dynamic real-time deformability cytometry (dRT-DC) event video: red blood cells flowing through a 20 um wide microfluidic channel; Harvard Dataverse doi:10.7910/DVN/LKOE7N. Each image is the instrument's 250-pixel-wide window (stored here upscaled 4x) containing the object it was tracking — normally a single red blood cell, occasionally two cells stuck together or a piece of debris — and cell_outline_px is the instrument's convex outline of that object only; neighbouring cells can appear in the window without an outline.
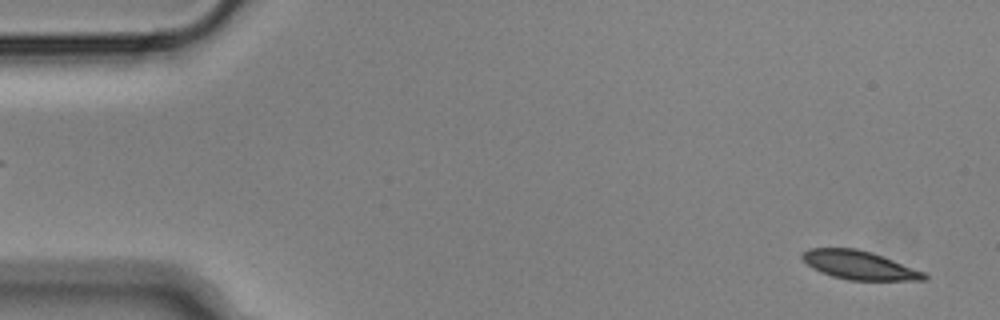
{"species": "Egyptian fruit bat (a non-hibernating species)", "species_latin": "Rousettus aegyptiacus", "temperature_condition": "cold", "stored_images_in_passage": 55, "camera_frame_rate_fps": 3000, "um_per_image_px": 0.085, "animal": {"sex": "male"}, "frame": {"image": 1, "passage_image": 2, "time_ms": 0.333, "image_size_px": [1000, 320], "cell_outline_px": [[928, 276], [924, 280], [848, 280], [832, 276], [820, 272], [812, 268], [800, 256], [808, 248], [856, 248], [872, 252], [924, 272]], "centroid_in_image_um": [73.01, 22.53], "position_along_channel_um": 12.0, "area_um2": 20.17}}
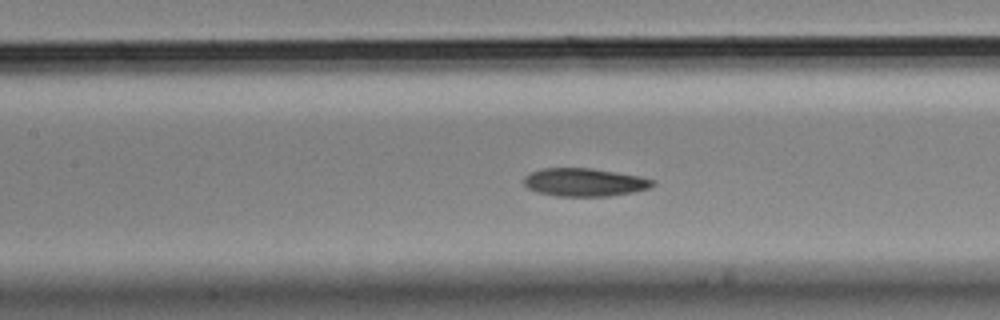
{"frame": {"image": 2, "passage_image": 24, "time_ms": 7.667, "image_size_px": [1000, 320], "cell_outline_px": [[656, 184], [648, 188], [632, 192], [608, 196], [556, 196], [536, 192], [528, 188], [524, 184], [524, 176], [532, 172], [544, 168], [588, 168], [636, 176], [656, 180]], "centroid_in_image_um": [49.65, 15.5], "position_along_channel_um": 157.8, "area_um2": 20.81}}
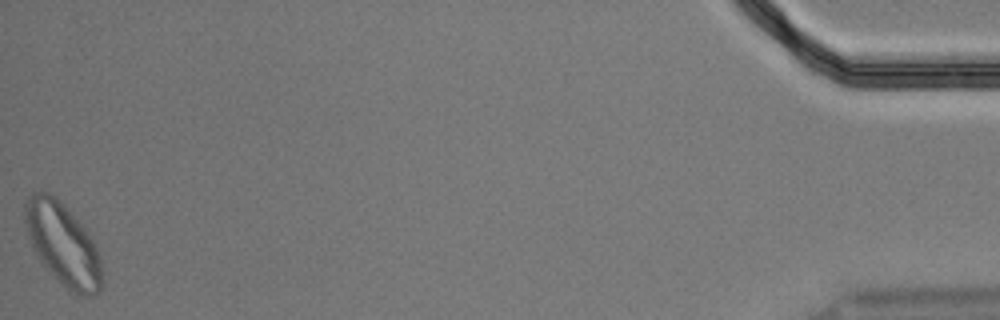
{"frame": {"image": 3, "passage_image": 55, "time_ms": 18.0, "image_size_px": [1000, 320], "cell_outline_px": [[100, 292], [96, 296], [80, 296], [72, 292], [40, 260], [32, 244], [24, 220], [24, 204], [28, 196], [32, 192], [48, 192], [56, 196], [92, 236], [100, 256]], "centroid_in_image_um": [5.35, 20.71], "position_along_channel_um": 429.8, "area_um2": 36.3}, "authors_computed_cell_mechanics": {"area_um2": 21.7906, "velocity_mm_per_s": 3.5722, "shape_relaxation_time_tau1_ms": 5.4276, "shape_relaxation_time_tau2_ms": 6.3997, "deformation_change_tau1": 0.125, "deformation_change_tau2": 0.1283}}